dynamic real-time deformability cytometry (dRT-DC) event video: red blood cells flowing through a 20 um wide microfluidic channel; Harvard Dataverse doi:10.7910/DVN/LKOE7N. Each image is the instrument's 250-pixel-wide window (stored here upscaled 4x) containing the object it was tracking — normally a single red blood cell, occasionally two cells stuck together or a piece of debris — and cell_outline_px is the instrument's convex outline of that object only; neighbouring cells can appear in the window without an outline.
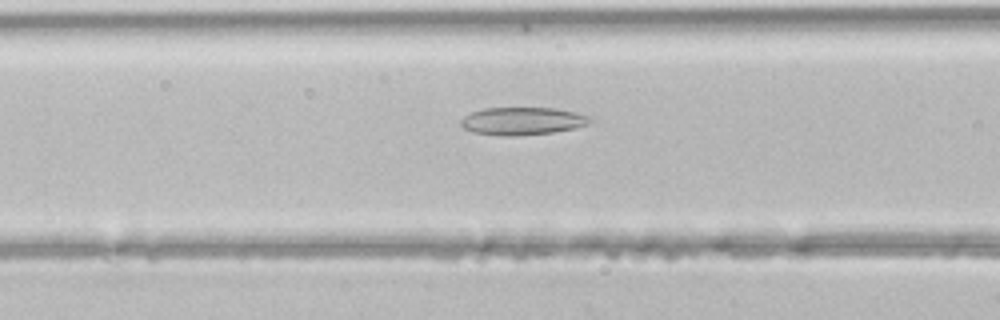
{"species": "common noctule bat (a hibernating species)", "species_latin": "Nyctalus noctula", "temperature_condition": "room temperature", "stored_images_in_passage": 45, "camera_frame_rate_fps": 3000, "um_per_image_px": 0.085, "animal": {"sex": "male", "body_mass_g": 21.5, "forearm_length_mm": 52.0}, "frame": {"image": 1, "passage_image": 16, "time_ms": 5.0, "image_size_px": [1000, 320], "cell_outline_px": [[592, 120], [588, 124], [576, 128], [552, 132], [520, 136], [500, 136], [472, 132], [464, 128], [460, 124], [460, 120], [464, 116], [472, 112], [484, 108], [556, 108], [576, 112], [592, 116]], "centroid_in_image_um": [44.42, 10.29], "position_along_channel_um": 122.2, "area_um2": 21.1}}
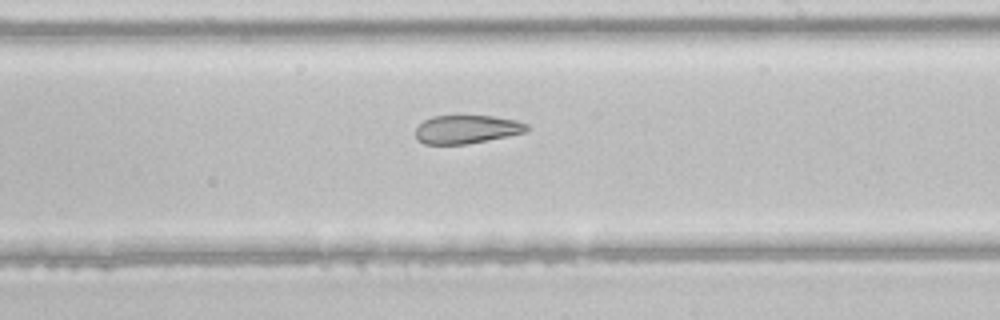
{"frame": {"image": 2, "passage_image": 25, "time_ms": 8.0, "image_size_px": [1000, 320], "cell_outline_px": [[528, 128], [524, 132], [508, 136], [464, 144], [424, 144], [416, 140], [416, 128], [424, 120], [432, 116], [492, 116], [516, 120], [528, 124]], "centroid_in_image_um": [39.64, 10.99], "position_along_channel_um": 249.4, "area_um2": 18.26}}
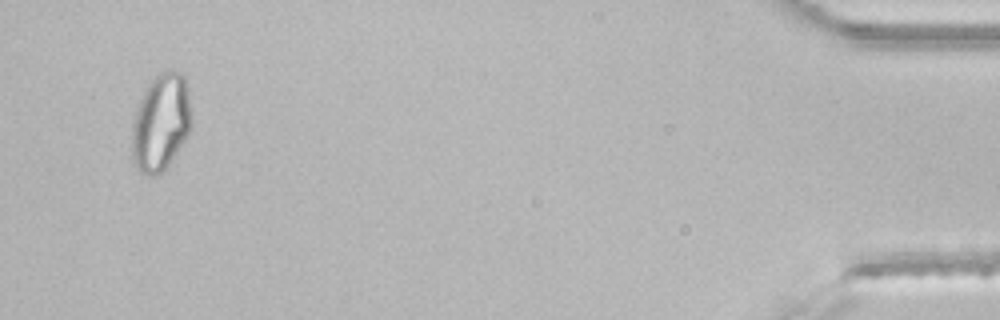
{"frame": {"image": 3, "passage_image": 43, "time_ms": 14.0, "image_size_px": [1000, 320], "cell_outline_px": [[192, 124], [184, 140], [168, 164], [156, 176], [140, 176], [132, 160], [132, 124], [140, 100], [144, 92], [152, 80], [160, 72], [168, 68], [180, 72], [184, 76], [188, 88], [192, 108]], "centroid_in_image_um": [13.68, 10.41], "position_along_channel_um": 421.5, "area_um2": 33.93}}